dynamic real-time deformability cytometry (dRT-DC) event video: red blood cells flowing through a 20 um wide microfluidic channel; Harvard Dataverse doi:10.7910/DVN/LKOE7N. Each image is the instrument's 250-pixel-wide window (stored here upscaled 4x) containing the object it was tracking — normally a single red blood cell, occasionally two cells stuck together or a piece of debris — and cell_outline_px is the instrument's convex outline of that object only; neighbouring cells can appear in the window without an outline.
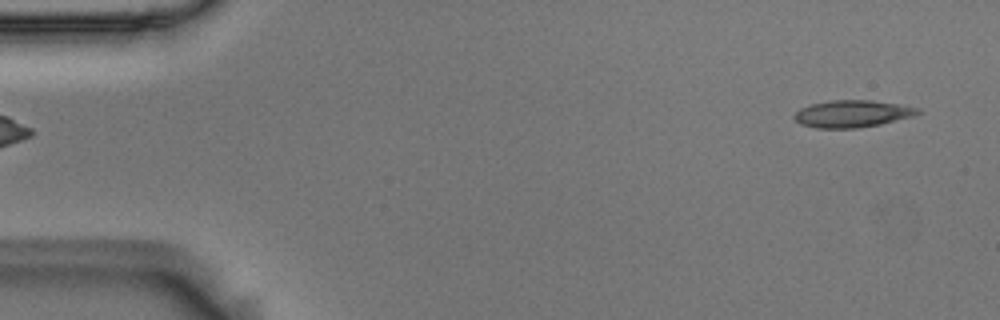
{"species": "Egyptian fruit bat (a non-hibernating species)", "species_latin": "Rousettus aegyptiacus", "temperature_condition": "room temperature", "stored_images_in_passage": 6, "segment_of_instrument_passage": [2, 2], "camera_frame_rate_fps": 3000, "um_per_image_px": 0.085, "animal": {"sex": "male"}, "frame": {"image": 1, "passage_image": 6, "time_ms": 1.667, "image_size_px": [1000, 320], "cell_outline_px": [[924, 112], [912, 116], [880, 124], [856, 128], [816, 128], [800, 124], [792, 116], [800, 108], [812, 104], [832, 100], [872, 100], [920, 108]], "centroid_in_image_um": [72.44, 9.67], "position_along_channel_um": 12.6, "area_um2": 19.42}}